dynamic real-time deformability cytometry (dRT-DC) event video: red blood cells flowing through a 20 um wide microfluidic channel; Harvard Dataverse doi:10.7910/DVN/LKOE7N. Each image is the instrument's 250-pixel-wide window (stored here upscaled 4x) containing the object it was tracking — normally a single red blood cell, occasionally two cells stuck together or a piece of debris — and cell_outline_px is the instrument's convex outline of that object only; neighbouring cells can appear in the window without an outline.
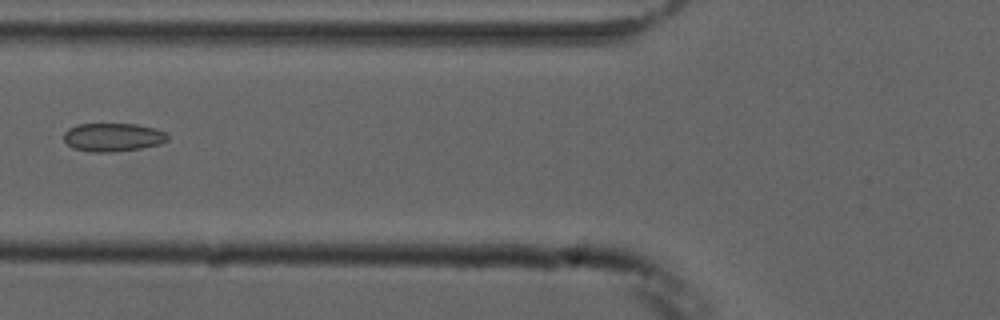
{"species": "common noctule bat (a hibernating species)", "species_latin": "Nyctalus noctula", "temperature_condition": "cold", "stored_images_in_passage": 7, "camera_frame_rate_fps": 3000, "um_per_image_px": 0.085, "animal": {"sex": "male", "forearm_length_mm": 52.5}, "frame": {"image": 1, "passage_image": 7, "time_ms": 6.667, "image_size_px": [1000, 320], "cell_outline_px": [[168, 140], [160, 144], [140, 148], [112, 152], [92, 152], [72, 148], [64, 140], [64, 132], [68, 128], [76, 124], [136, 124], [156, 128], [168, 132]], "centroid_in_image_um": [9.61, 11.66], "position_along_channel_um": 116.2, "area_um2": 17.34}}